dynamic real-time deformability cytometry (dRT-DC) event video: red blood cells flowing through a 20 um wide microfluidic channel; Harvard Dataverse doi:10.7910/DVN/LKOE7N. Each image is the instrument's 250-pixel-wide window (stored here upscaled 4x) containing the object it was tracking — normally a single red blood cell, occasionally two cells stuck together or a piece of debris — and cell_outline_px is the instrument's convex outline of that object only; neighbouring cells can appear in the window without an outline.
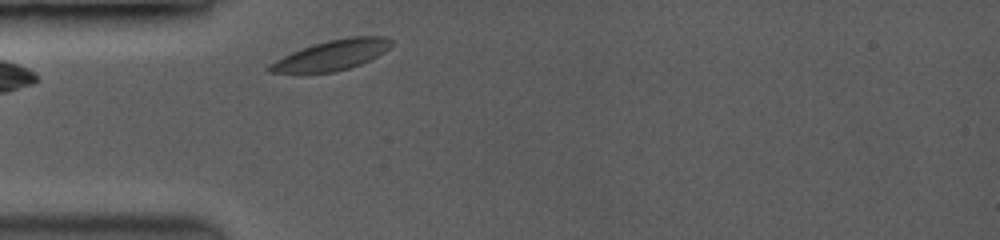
{"species": "common noctule bat (a hibernating species)", "species_latin": "Nyctalus noctula", "temperature_condition": "room temperature", "stored_images_in_passage": 26, "camera_frame_rate_fps": 3500, "um_per_image_px": 0.085, "animal": {"sex": "female", "body_mass_g": 19.0, "forearm_length_mm": 53.3}, "frame": {"image": 1, "passage_image": 1, "time_ms": 0.0, "image_size_px": [1000, 240], "cell_outline_px": [[396, 40], [384, 52], [360, 64], [348, 68], [332, 72], [268, 72], [264, 68], [268, 64], [300, 48], [312, 44], [328, 40], [348, 36], [388, 36]], "centroid_in_image_um": [28.22, 4.66], "position_along_channel_um": 56.8, "area_um2": 21.39}}
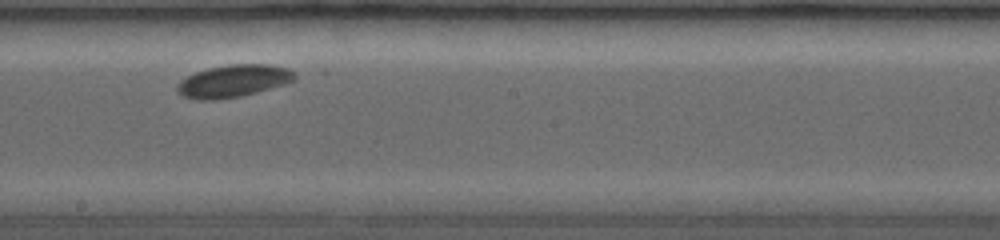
{"frame": {"image": 2, "passage_image": 13, "time_ms": 4.571, "image_size_px": [1000, 240], "cell_outline_px": [[296, 80], [284, 84], [240, 96], [212, 100], [200, 100], [184, 96], [176, 88], [176, 84], [180, 80], [196, 72], [208, 68], [228, 64], [272, 64], [288, 68], [296, 72]], "centroid_in_image_um": [19.87, 6.86], "position_along_channel_um": 228.3, "area_um2": 22.08}}
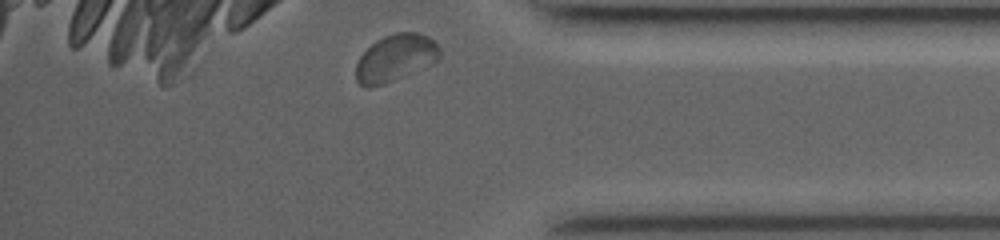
{"frame": {"image": 3, "passage_image": 25, "time_ms": 9.143, "image_size_px": [1000, 240], "cell_outline_px": [[440, 56], [436, 60], [384, 84], [368, 88], [360, 84], [356, 80], [356, 64], [360, 56], [376, 40], [384, 36], [396, 32], [416, 32], [428, 36], [440, 48]], "centroid_in_image_um": [33.57, 4.9], "position_along_channel_um": 401.6, "area_um2": 22.37}, "authors_computed_cell_mechanics": {"area_um2": 21.3571, "velocity_mm_per_s": 3.8625, "shape_relaxation_time_tau1_ms": 0.9155, "shape_relaxation_time_tau2_ms": null, "deformation_change_tau1": 0.0455, "deformation_change_tau2": null}}